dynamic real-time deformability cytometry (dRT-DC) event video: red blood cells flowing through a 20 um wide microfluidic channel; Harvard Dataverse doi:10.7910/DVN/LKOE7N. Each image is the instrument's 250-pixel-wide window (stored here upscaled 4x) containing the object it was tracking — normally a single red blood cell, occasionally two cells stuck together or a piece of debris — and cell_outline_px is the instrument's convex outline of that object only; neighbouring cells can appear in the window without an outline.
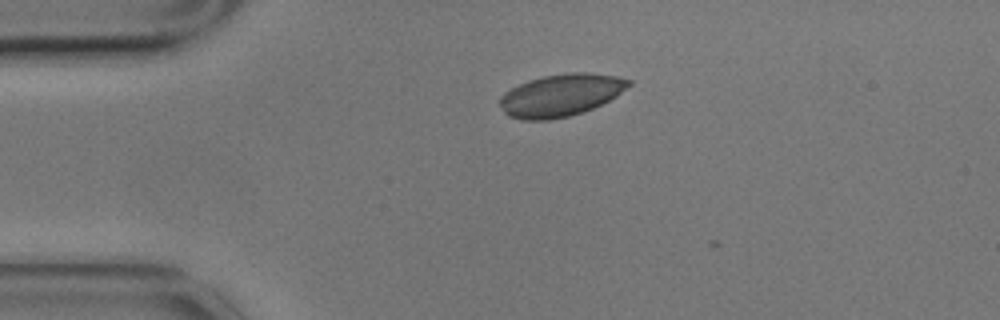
{"species": "common noctule bat (a hibernating species)", "species_latin": "Nyctalus noctula", "temperature_condition": "cold", "stored_images_in_passage": 4, "camera_frame_rate_fps": 3000, "um_per_image_px": 0.085, "animal": {"sex": "male", "body_mass_g": 17.9}, "frame": {"image": 1, "passage_image": 3, "time_ms": 0.667, "image_size_px": [1000, 320], "cell_outline_px": [[632, 84], [616, 96], [592, 108], [568, 116], [548, 120], [520, 120], [508, 116], [504, 112], [496, 100], [504, 92], [528, 80], [544, 76], [572, 72], [584, 72], [616, 76], [632, 80]], "centroid_in_image_um": [47.62, 8.09], "position_along_channel_um": 37.4, "area_um2": 31.67}}